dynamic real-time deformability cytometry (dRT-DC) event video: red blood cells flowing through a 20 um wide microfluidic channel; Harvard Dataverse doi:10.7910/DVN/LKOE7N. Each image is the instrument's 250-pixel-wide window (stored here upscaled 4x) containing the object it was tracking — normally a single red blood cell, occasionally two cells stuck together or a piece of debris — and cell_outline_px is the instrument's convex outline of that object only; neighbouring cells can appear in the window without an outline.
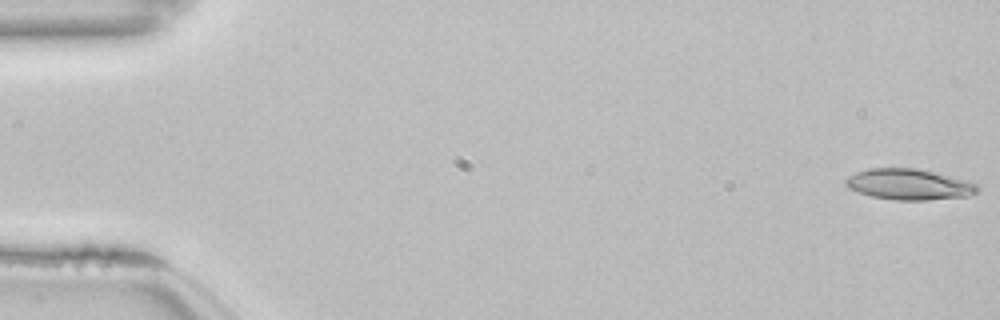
{"species": "common noctule bat (a hibernating species)", "species_latin": "Nyctalus noctula", "temperature_condition": "room temperature", "stored_images_in_passage": 54, "camera_frame_rate_fps": 3000, "um_per_image_px": 0.085, "animal": {"sex": "female", "body_mass_g": 22.7, "forearm_length_mm": 54.2}, "frame": {"image": 1, "passage_image": 1, "time_ms": 0.0, "image_size_px": [1000, 320], "cell_outline_px": [[980, 192], [968, 196], [928, 200], [896, 200], [872, 196], [848, 188], [844, 184], [844, 180], [848, 176], [856, 172], [868, 168], [920, 168], [968, 180], [976, 184], [980, 188]], "centroid_in_image_um": [77.3, 15.66], "position_along_channel_um": 7.7, "area_um2": 23.99}}
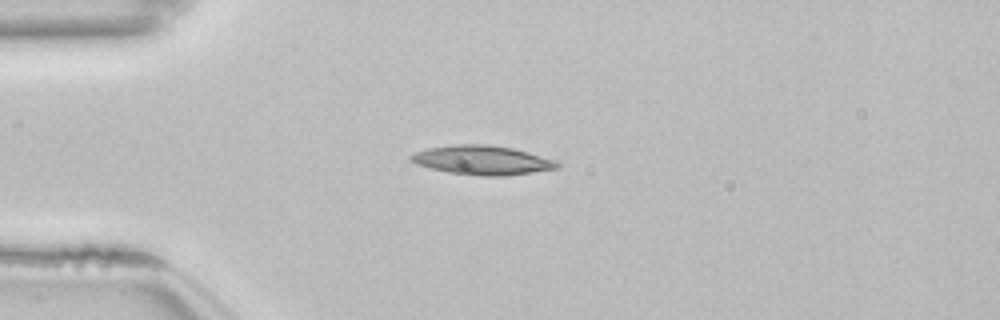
{"frame": {"image": 2, "passage_image": 14, "time_ms": 4.333, "image_size_px": [1000, 320], "cell_outline_px": [[560, 164], [556, 168], [532, 172], [504, 176], [480, 176], [448, 172], [416, 164], [408, 156], [416, 152], [428, 148], [452, 144], [488, 144], [512, 148], [528, 152], [556, 160]], "centroid_in_image_um": [40.98, 13.6], "position_along_channel_um": 44.0, "area_um2": 24.74}}
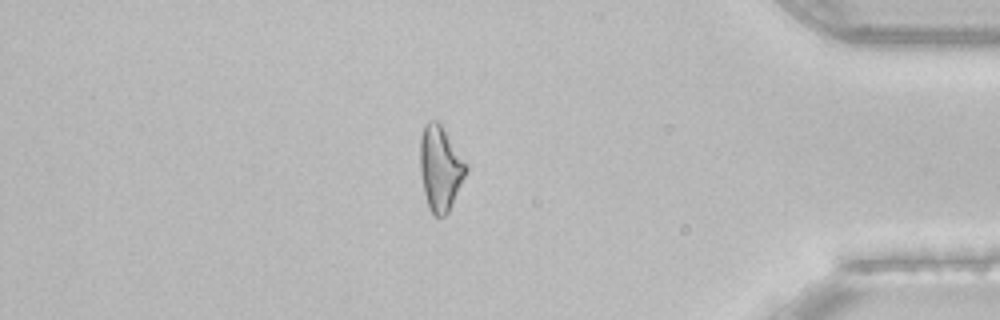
{"frame": {"image": 3, "passage_image": 46, "time_ms": 15.0, "image_size_px": [1000, 320], "cell_outline_px": [[468, 172], [448, 212], [444, 216], [436, 216], [428, 208], [424, 192], [420, 172], [420, 140], [424, 124], [428, 120], [436, 120], [440, 124], [468, 164]], "centroid_in_image_um": [37.43, 14.3], "position_along_channel_um": 397.8, "area_um2": 22.77}}